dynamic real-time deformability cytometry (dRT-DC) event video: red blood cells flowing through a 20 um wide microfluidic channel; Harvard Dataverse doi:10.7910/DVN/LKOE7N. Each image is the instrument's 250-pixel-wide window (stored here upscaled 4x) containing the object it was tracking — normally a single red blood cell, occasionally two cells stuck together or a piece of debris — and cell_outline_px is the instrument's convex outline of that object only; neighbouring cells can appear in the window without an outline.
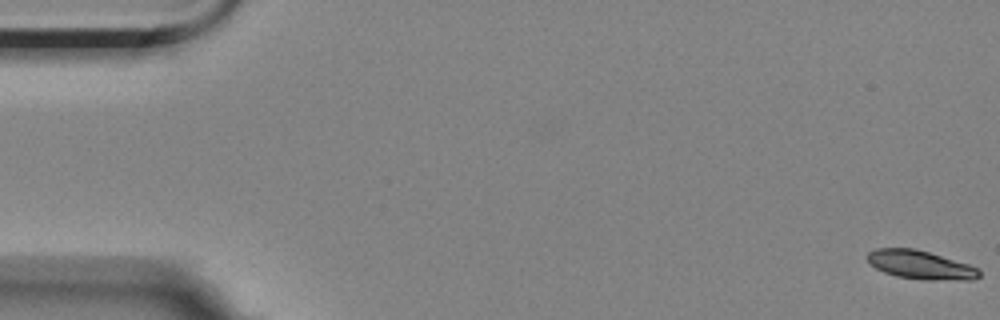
{"species": "Egyptian fruit bat (a non-hibernating species)", "species_latin": "Rousettus aegyptiacus", "temperature_condition": "room temperature", "stored_images_in_passage": 4, "camera_frame_rate_fps": 3000, "um_per_image_px": 0.085, "animal": {"sex": "female"}, "frame": {"image": 1, "passage_image": 1, "time_ms": 0.0, "image_size_px": [1000, 320], "cell_outline_px": [[980, 276], [972, 280], [924, 280], [896, 276], [884, 272], [876, 268], [868, 260], [868, 252], [876, 248], [916, 248], [968, 264], [976, 268], [980, 272]], "centroid_in_image_um": [78.24, 22.51], "position_along_channel_um": 6.8, "area_um2": 18.55}}